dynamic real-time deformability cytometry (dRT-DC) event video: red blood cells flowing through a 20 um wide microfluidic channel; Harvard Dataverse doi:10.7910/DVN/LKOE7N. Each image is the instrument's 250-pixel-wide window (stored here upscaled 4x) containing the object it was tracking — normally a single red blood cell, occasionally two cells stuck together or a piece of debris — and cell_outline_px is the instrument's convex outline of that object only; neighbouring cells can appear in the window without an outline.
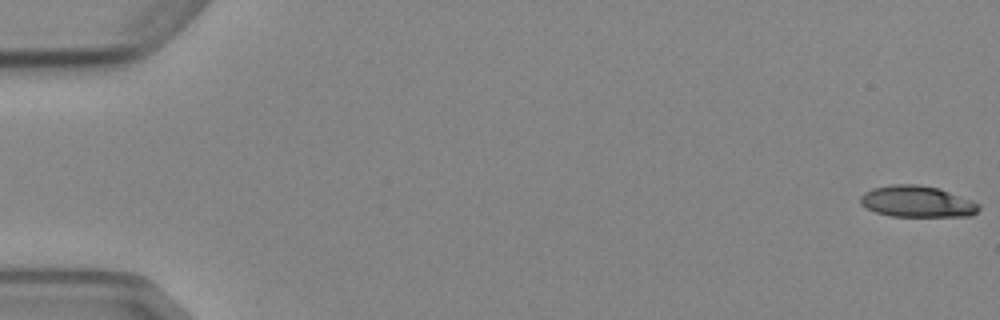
{"species": "Egyptian fruit bat (a non-hibernating species)", "species_latin": "Rousettus aegyptiacus", "temperature_condition": "cold", "stored_images_in_passage": 8, "camera_frame_rate_fps": 3000, "um_per_image_px": 0.085, "animal": {"sex": "female"}, "frame": {"image": 1, "passage_image": 1, "time_ms": 0.0, "image_size_px": [1000, 320], "cell_outline_px": [[980, 208], [972, 216], [892, 216], [876, 212], [860, 204], [860, 196], [864, 192], [872, 188], [892, 184], [916, 184], [936, 188], [972, 200], [980, 204]], "centroid_in_image_um": [77.94, 17.13], "position_along_channel_um": 7.1, "area_um2": 21.5}}
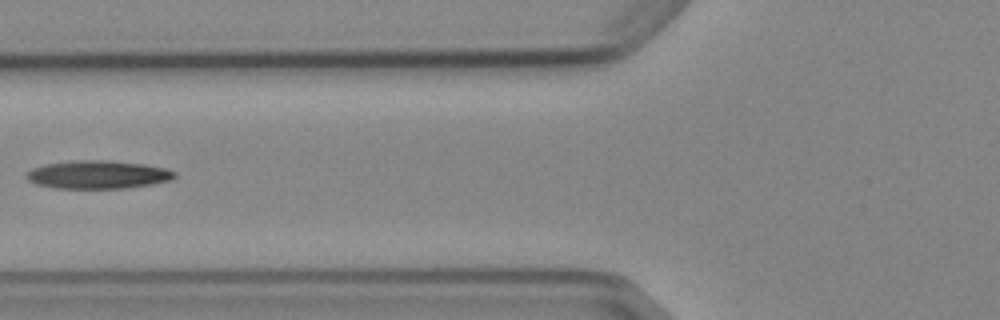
{"frame": {"image": 2, "passage_image": 7, "time_ms": 7.0, "image_size_px": [1000, 320], "cell_outline_px": [[176, 176], [172, 180], [152, 184], [124, 188], [56, 188], [36, 184], [28, 180], [24, 176], [32, 168], [44, 164], [72, 160], [108, 160], [144, 164], [164, 168], [176, 172]], "centroid_in_image_um": [8.31, 14.83], "position_along_channel_um": 117.5, "area_um2": 24.39}}
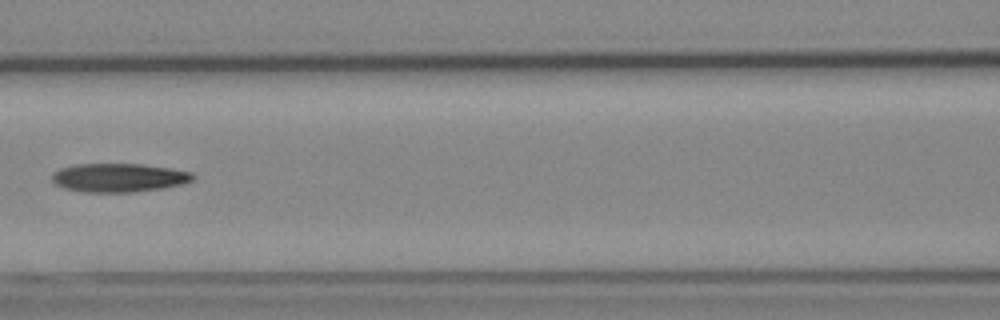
{"frame": {"image": 3, "passage_image": 8, "time_ms": 8.0, "image_size_px": [1000, 320], "cell_outline_px": [[196, 176], [192, 180], [180, 184], [160, 188], [132, 192], [84, 192], [64, 188], [56, 184], [52, 180], [52, 172], [60, 168], [76, 164], [144, 164], [192, 172]], "centroid_in_image_um": [10.06, 15.09], "position_along_channel_um": 156.5, "area_um2": 23.41}}